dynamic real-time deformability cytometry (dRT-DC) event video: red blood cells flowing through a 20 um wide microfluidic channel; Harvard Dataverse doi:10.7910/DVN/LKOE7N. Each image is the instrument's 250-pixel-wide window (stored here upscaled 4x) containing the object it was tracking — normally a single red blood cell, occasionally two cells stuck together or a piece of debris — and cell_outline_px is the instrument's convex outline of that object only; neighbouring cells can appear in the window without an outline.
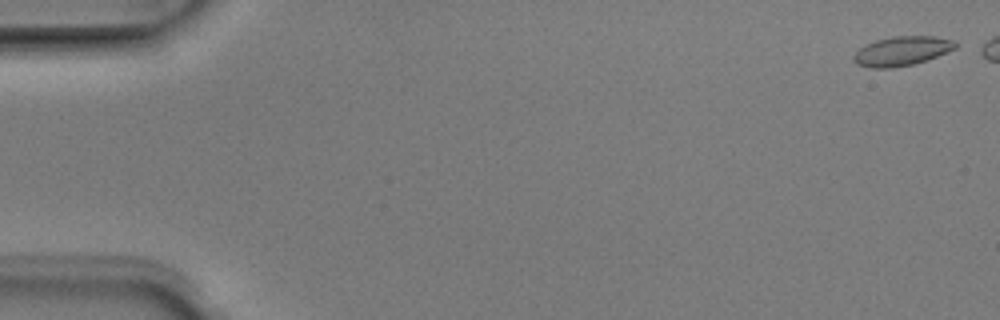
{"species": "Egyptian fruit bat (a non-hibernating species)", "species_latin": "Rousettus aegyptiacus", "temperature_condition": "room temperature", "stored_images_in_passage": 6, "camera_frame_rate_fps": 3000, "um_per_image_px": 0.085, "animal": {"sex": "male"}, "frame": {"image": 1, "passage_image": 1, "time_ms": 0.0, "image_size_px": [1000, 320], "cell_outline_px": [[956, 48], [936, 56], [912, 64], [892, 68], [872, 68], [856, 64], [852, 60], [852, 56], [860, 48], [876, 40], [892, 36], [932, 36], [952, 40], [956, 44]], "centroid_in_image_um": [76.6, 4.34], "position_along_channel_um": 8.4, "area_um2": 17.11}}